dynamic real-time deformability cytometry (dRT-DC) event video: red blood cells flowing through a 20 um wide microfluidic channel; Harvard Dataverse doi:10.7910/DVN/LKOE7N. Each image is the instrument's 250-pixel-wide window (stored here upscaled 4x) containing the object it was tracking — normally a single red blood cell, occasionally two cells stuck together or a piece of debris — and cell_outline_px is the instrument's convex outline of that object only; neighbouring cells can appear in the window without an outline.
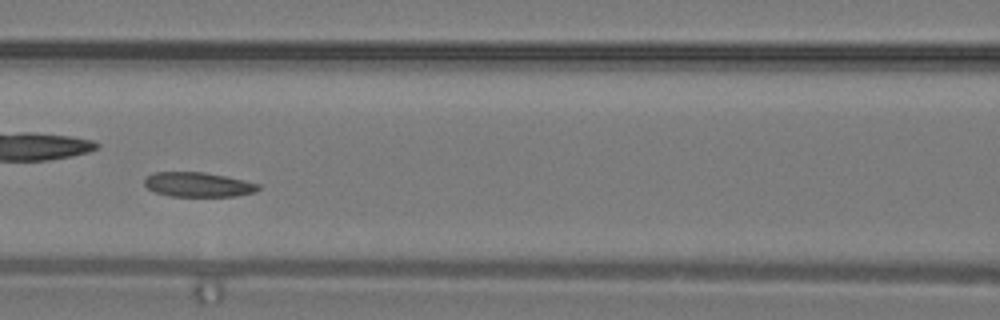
{"species": "common noctule bat (a hibernating species)", "species_latin": "Nyctalus noctula", "temperature_condition": "warm", "stored_images_in_passage": 31, "camera_frame_rate_fps": 3000, "um_per_image_px": 0.085, "animal": {"sex": "male", "body_mass_g": 19.2, "forearm_length_mm": 51.8}, "frame": {"image": 1, "passage_image": 10, "time_ms": 3.0, "image_size_px": [1000, 320], "cell_outline_px": [[260, 188], [252, 192], [236, 196], [172, 196], [156, 192], [148, 188], [144, 184], [144, 180], [152, 172], [204, 172], [244, 180], [260, 184]], "centroid_in_image_um": [16.83, 15.68], "position_along_channel_um": 149.8, "area_um2": 16.13}}
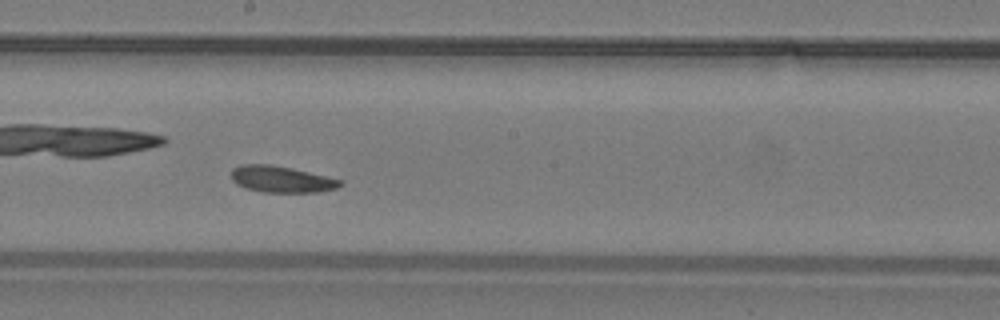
{"frame": {"image": 2, "passage_image": 14, "time_ms": 4.333, "image_size_px": [1000, 320], "cell_outline_px": [[344, 184], [336, 188], [320, 192], [260, 192], [244, 188], [236, 184], [232, 180], [232, 168], [244, 164], [272, 164], [292, 168], [340, 180]], "centroid_in_image_um": [23.88, 15.24], "position_along_channel_um": 224.3, "area_um2": 16.76}}
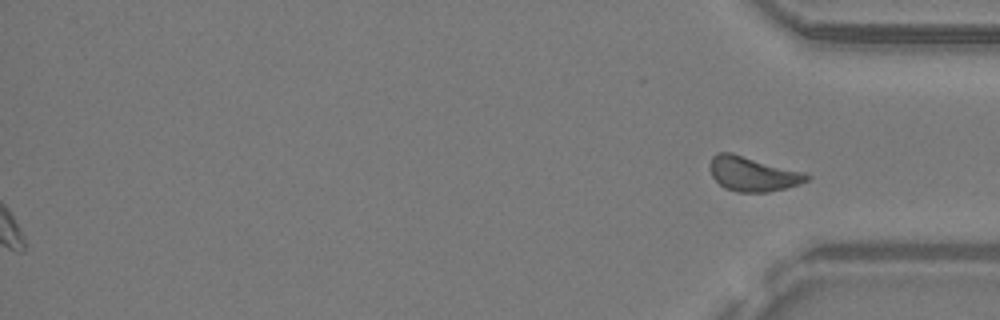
{"frame": {"image": 3, "passage_image": 31, "time_ms": 10.0, "image_size_px": [1000, 320], "cell_outline_px": [[812, 176], [808, 180], [800, 184], [768, 192], [740, 192], [724, 188], [712, 176], [712, 156], [716, 152], [732, 152], [804, 172]], "centroid_in_image_um": [64.02, 14.77], "position_along_channel_um": 371.2, "area_um2": 19.36}}